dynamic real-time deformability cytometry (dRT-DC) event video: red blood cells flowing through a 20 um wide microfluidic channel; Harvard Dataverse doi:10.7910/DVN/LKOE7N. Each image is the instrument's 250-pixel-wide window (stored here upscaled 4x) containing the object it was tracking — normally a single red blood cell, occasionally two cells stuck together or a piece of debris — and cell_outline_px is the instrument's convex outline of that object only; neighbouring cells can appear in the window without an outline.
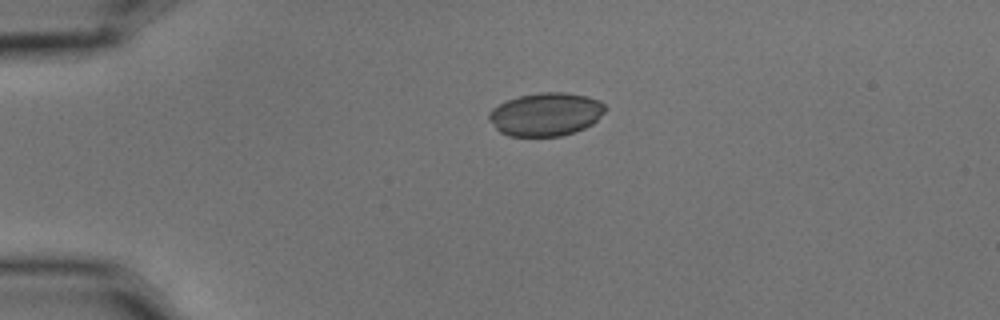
{"species": "common noctule bat (a hibernating species)", "species_latin": "Nyctalus noctula", "temperature_condition": "cold", "stored_images_in_passage": 44, "camera_frame_rate_fps": 3000, "um_per_image_px": 0.085, "animal": {"sex": "male", "body_mass_g": 15.6}, "frame": {"image": 1, "passage_image": 1, "time_ms": 0.0, "image_size_px": [1000, 320], "cell_outline_px": [[608, 108], [592, 124], [584, 128], [560, 136], [508, 136], [500, 132], [488, 120], [488, 112], [492, 108], [508, 100], [520, 96], [540, 92], [564, 92], [588, 96], [600, 100]], "centroid_in_image_um": [46.39, 9.71], "position_along_channel_um": 38.6, "area_um2": 29.3}}
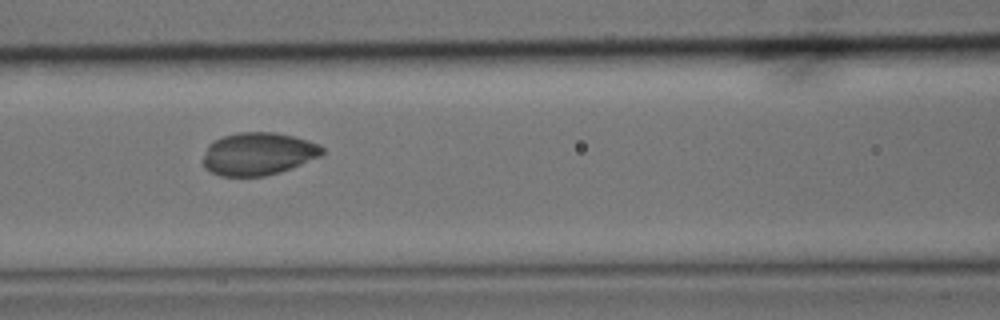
{"frame": {"image": 2, "passage_image": 13, "time_ms": 4.0, "image_size_px": [1000, 320], "cell_outline_px": [[324, 156], [280, 172], [264, 176], [220, 176], [204, 168], [204, 156], [208, 144], [212, 140], [224, 136], [240, 132], [276, 132], [292, 136], [320, 144], [324, 148]], "centroid_in_image_um": [21.98, 13.07], "position_along_channel_um": 144.6, "area_um2": 29.82}}
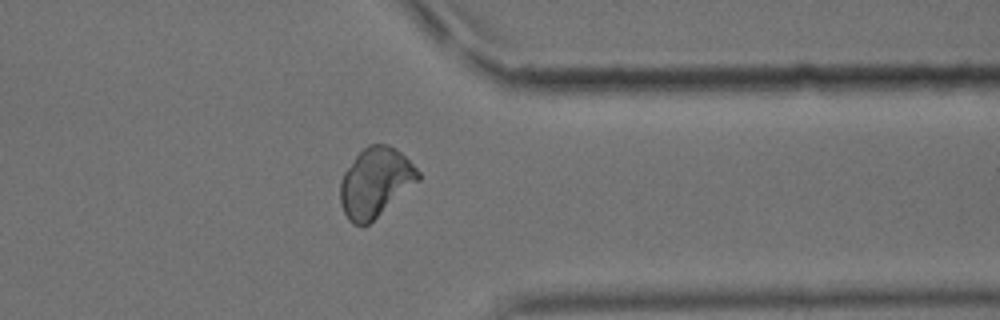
{"frame": {"image": 3, "passage_image": 33, "time_ms": 10.667, "image_size_px": [1000, 320], "cell_outline_px": [[420, 180], [368, 224], [352, 224], [348, 220], [340, 204], [340, 180], [344, 172], [356, 156], [368, 144], [388, 144], [396, 148], [420, 172]], "centroid_in_image_um": [31.89, 15.49], "position_along_channel_um": 379.5, "area_um2": 31.15}}